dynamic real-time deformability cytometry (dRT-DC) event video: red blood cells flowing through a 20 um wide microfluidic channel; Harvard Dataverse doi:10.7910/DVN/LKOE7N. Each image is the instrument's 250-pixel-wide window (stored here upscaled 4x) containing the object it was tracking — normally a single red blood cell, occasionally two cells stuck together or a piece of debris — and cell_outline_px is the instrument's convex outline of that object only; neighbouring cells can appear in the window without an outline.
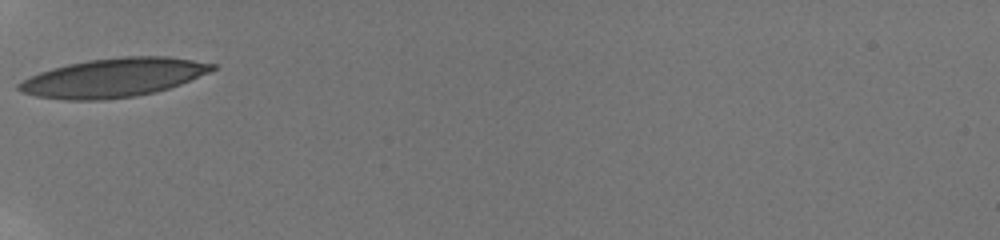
{"species": "human", "species_latin": "Homo sapiens", "temperature_condition": "room temperature", "stored_images_in_passage": 6, "camera_frame_rate_fps": 3000, "um_per_image_px": 0.085, "donor": {"sex": "male"}, "frame": {"image": 1, "passage_image": 1, "time_ms": 0.0, "image_size_px": [1000, 240], "cell_outline_px": [[216, 68], [208, 72], [180, 84], [156, 92], [136, 96], [104, 100], [64, 100], [36, 96], [24, 92], [16, 88], [16, 84], [40, 72], [52, 68], [68, 64], [88, 60], [124, 56], [168, 56], [216, 64]], "centroid_in_image_um": [9.63, 6.6], "position_along_channel_um": 75.4, "area_um2": 43.52}}
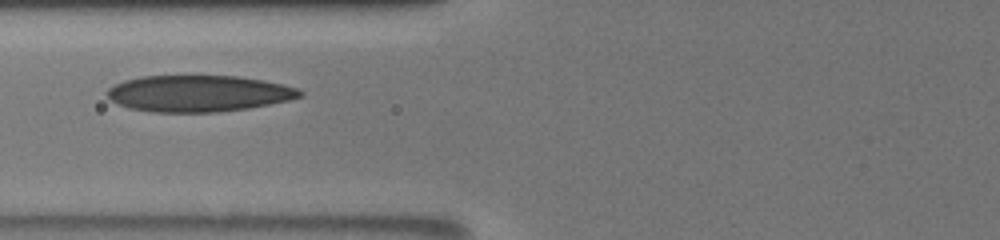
{"frame": {"image": 2, "passage_image": 4, "time_ms": 1.0, "image_size_px": [1000, 240], "cell_outline_px": [[304, 96], [288, 100], [248, 108], [216, 112], [152, 112], [128, 108], [116, 104], [108, 96], [108, 88], [124, 80], [140, 76], [236, 76], [264, 80], [296, 88], [304, 92]], "centroid_in_image_um": [16.86, 7.95], "position_along_channel_um": 108.9, "area_um2": 40.81}}